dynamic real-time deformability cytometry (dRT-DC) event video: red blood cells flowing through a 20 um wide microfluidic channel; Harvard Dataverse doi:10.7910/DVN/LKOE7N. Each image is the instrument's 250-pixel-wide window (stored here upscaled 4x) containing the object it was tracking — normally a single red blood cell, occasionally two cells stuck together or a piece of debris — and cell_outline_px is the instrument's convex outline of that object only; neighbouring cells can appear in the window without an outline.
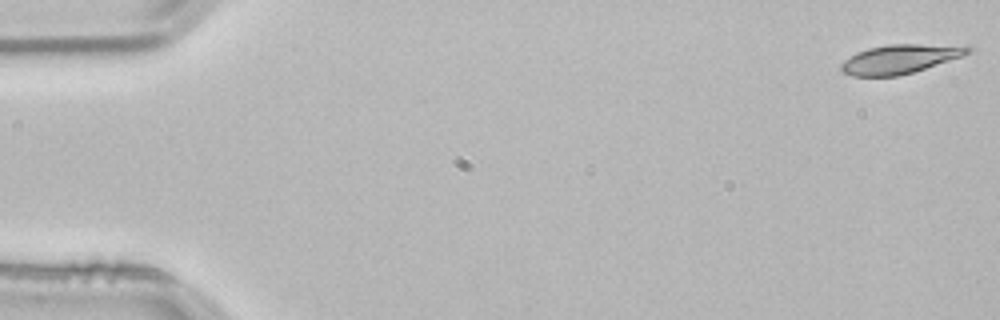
{"species": "common noctule bat (a hibernating species)", "species_latin": "Nyctalus noctula", "temperature_condition": "room temperature", "stored_images_in_passage": 53, "camera_frame_rate_fps": 3000, "um_per_image_px": 0.085, "animal": {"sex": "male", "body_mass_g": 21.5, "forearm_length_mm": 52.0}, "frame": {"image": 1, "passage_image": 1, "time_ms": 0.0, "image_size_px": [1000, 320], "cell_outline_px": [[972, 52], [912, 72], [896, 76], [852, 76], [844, 72], [840, 68], [840, 64], [844, 60], [856, 52], [868, 48], [888, 44], [968, 44], [972, 48]], "centroid_in_image_um": [76.52, 4.98], "position_along_channel_um": 8.5, "area_um2": 21.5}}
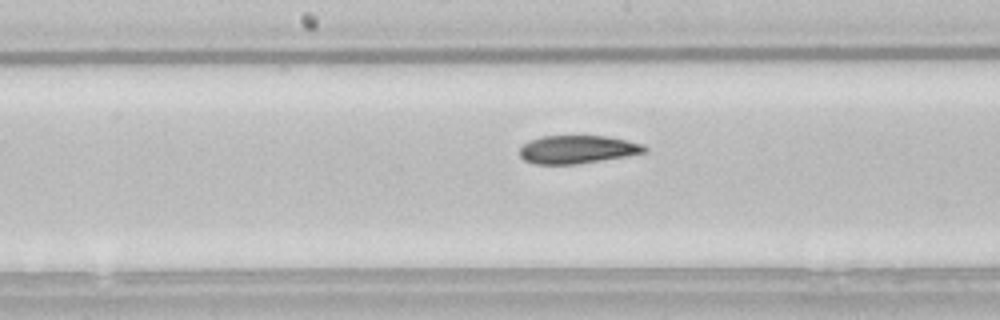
{"frame": {"image": 2, "passage_image": 27, "time_ms": 8.667, "image_size_px": [1000, 320], "cell_outline_px": [[648, 152], [576, 164], [536, 164], [524, 160], [520, 156], [520, 148], [528, 140], [540, 136], [608, 136], [644, 144], [648, 148]], "centroid_in_image_um": [49.08, 12.69], "position_along_channel_um": 199.1, "area_um2": 20.46}}
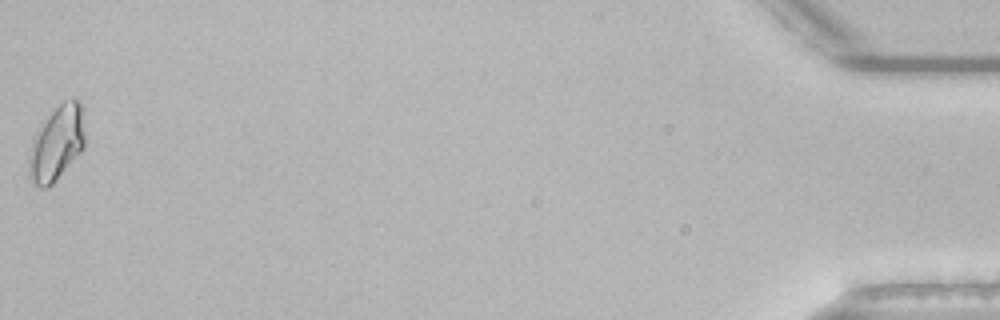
{"frame": {"image": 3, "passage_image": 53, "time_ms": 17.333, "image_size_px": [1000, 320], "cell_outline_px": [[84, 148], [56, 180], [48, 188], [40, 188], [28, 176], [28, 156], [36, 132], [48, 116], [64, 100], [72, 96], [84, 108]], "centroid_in_image_um": [4.84, 12.17], "position_along_channel_um": 430.4, "area_um2": 24.39}, "authors_computed_cell_mechanics": {"area_um2": 21.4438, "velocity_mm_per_s": 3.8237, "shape_relaxation_time_tau1_ms": 9.0985, "shape_relaxation_time_tau2_ms": 3.9328, "deformation_change_tau1": 0.1834, "deformation_change_tau2": 0.0849}}